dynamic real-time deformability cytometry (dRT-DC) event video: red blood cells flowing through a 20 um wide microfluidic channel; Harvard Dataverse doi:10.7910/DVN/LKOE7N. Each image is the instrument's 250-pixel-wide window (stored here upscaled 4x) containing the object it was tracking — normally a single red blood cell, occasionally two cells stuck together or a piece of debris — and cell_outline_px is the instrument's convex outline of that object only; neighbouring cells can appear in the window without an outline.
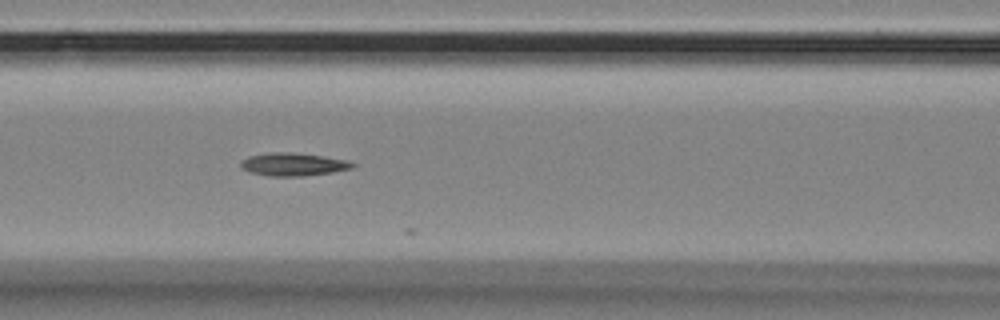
{"species": "Egyptian fruit bat (a non-hibernating species)", "species_latin": "Rousettus aegyptiacus", "temperature_condition": "room temperature", "stored_images_in_passage": 26, "camera_frame_rate_fps": 3000, "um_per_image_px": 0.085, "animal": {"sex": "female"}, "frame": {"image": 1, "passage_image": 22, "time_ms": 7.0, "image_size_px": [1000, 320], "cell_outline_px": [[356, 164], [352, 168], [332, 172], [304, 176], [268, 176], [252, 172], [240, 168], [240, 160], [248, 156], [272, 152], [288, 152], [324, 156], [344, 160]], "centroid_in_image_um": [24.87, 13.97], "position_along_channel_um": 141.7, "area_um2": 14.85}}
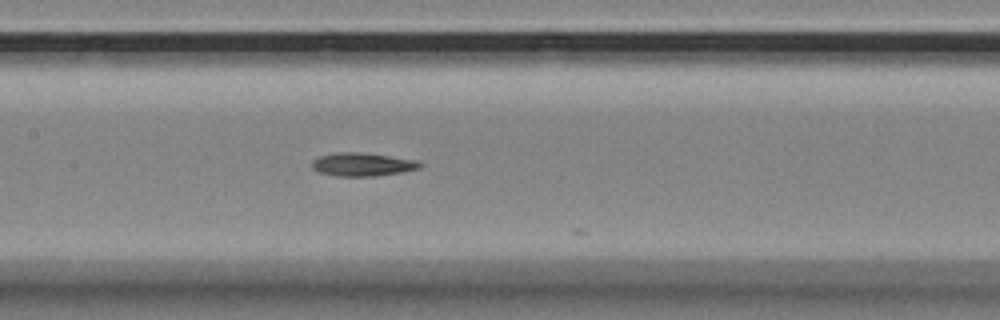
{"frame": {"image": 2, "passage_image": 25, "time_ms": 8.0, "image_size_px": [1000, 320], "cell_outline_px": [[424, 164], [420, 168], [400, 172], [372, 176], [336, 176], [320, 172], [312, 168], [312, 160], [320, 156], [336, 152], [360, 152], [420, 160]], "centroid_in_image_um": [30.83, 13.96], "position_along_channel_um": 176.6, "area_um2": 14.68}}